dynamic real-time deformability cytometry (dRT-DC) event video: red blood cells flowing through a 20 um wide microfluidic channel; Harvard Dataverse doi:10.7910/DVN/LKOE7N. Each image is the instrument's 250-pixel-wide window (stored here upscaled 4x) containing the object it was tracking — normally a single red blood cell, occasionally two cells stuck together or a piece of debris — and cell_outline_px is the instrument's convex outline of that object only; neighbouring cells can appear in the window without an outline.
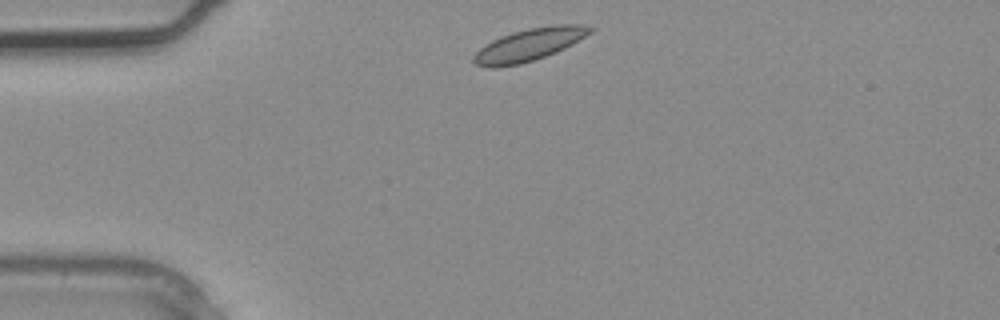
{"species": "common noctule bat (a hibernating species)", "species_latin": "Nyctalus noctula", "temperature_condition": "warm", "stored_images_in_passage": 2, "camera_frame_rate_fps": 3000, "um_per_image_px": 0.085, "animal": {"sex": "male", "body_mass_g": 20.4}, "frame": {"image": 1, "passage_image": 1, "time_ms": 0.0, "image_size_px": [1000, 320], "cell_outline_px": [[596, 28], [592, 32], [572, 44], [556, 52], [520, 64], [496, 68], [492, 68], [476, 64], [472, 60], [472, 56], [480, 48], [492, 40], [500, 36], [512, 32], [528, 28], [556, 24], [584, 24]], "centroid_in_image_um": [44.99, 3.78], "position_along_channel_um": 40.0, "area_um2": 22.02}}
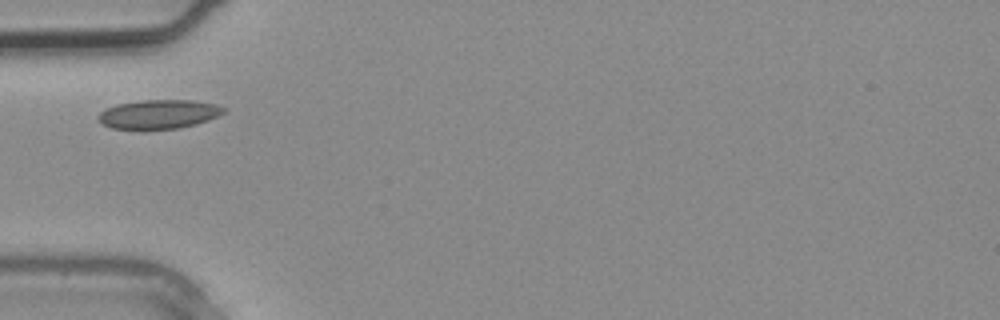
{"frame": {"image": 2, "passage_image": 2, "time_ms": 0.333, "image_size_px": [1000, 320], "cell_outline_px": [[228, 108], [224, 112], [208, 120], [196, 124], [180, 128], [112, 128], [100, 124], [96, 116], [100, 112], [116, 104], [140, 100], [196, 100], [216, 104]], "centroid_in_image_um": [13.5, 9.69], "position_along_channel_um": 71.5, "area_um2": 21.15}}